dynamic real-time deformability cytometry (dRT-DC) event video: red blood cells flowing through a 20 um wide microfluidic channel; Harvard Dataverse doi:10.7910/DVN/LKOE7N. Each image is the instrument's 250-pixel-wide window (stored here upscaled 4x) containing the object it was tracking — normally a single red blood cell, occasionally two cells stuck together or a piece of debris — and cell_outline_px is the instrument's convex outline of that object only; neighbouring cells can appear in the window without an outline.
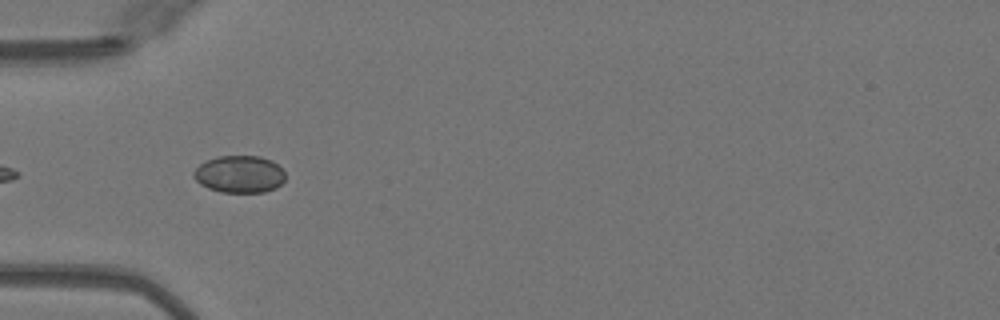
{"species": "Egyptian fruit bat (a non-hibernating species)", "species_latin": "Rousettus aegyptiacus", "temperature_condition": "warm", "stored_images_in_passage": 6, "camera_frame_rate_fps": 3000, "um_per_image_px": 0.085, "animal": {"sex": "female"}, "frame": {"image": 1, "passage_image": 2, "time_ms": 0.333, "image_size_px": [1000, 320], "cell_outline_px": [[284, 180], [276, 188], [264, 192], [220, 192], [208, 188], [200, 184], [192, 176], [192, 172], [200, 164], [208, 160], [220, 156], [260, 156], [272, 160], [284, 172]], "centroid_in_image_um": [20.34, 14.81], "position_along_channel_um": 64.7, "area_um2": 19.83}}